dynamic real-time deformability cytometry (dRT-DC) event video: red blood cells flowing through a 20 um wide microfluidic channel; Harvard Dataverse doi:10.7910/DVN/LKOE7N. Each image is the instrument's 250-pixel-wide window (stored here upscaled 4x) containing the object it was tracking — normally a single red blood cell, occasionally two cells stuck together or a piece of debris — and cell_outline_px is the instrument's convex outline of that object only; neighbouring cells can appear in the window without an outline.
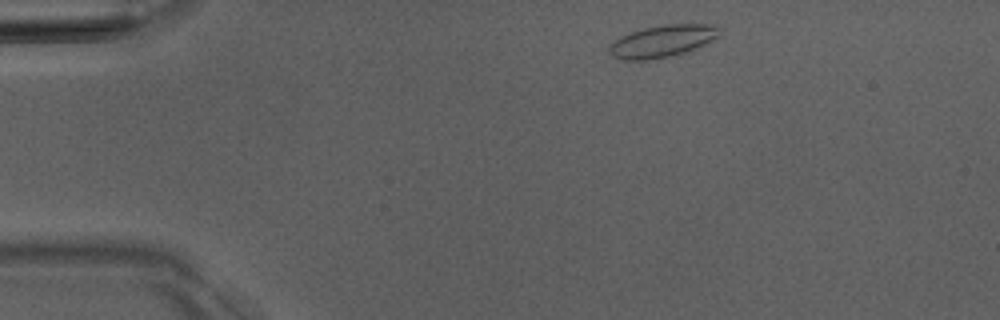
{"species": "Egyptian fruit bat (a non-hibernating species)", "species_latin": "Rousettus aegyptiacus", "temperature_condition": "room temperature", "stored_images_in_passage": 5, "camera_frame_rate_fps": 3000, "um_per_image_px": 0.085, "animal": {"sex": "male"}, "frame": {"image": 1, "passage_image": 1, "time_ms": 0.0, "image_size_px": [1000, 320], "cell_outline_px": [[720, 36], [692, 52], [648, 60], [620, 60], [612, 56], [608, 52], [608, 48], [620, 36], [640, 28], [664, 24], [716, 24]], "centroid_in_image_um": [56.32, 3.5], "position_along_channel_um": 28.7, "area_um2": 21.1}}